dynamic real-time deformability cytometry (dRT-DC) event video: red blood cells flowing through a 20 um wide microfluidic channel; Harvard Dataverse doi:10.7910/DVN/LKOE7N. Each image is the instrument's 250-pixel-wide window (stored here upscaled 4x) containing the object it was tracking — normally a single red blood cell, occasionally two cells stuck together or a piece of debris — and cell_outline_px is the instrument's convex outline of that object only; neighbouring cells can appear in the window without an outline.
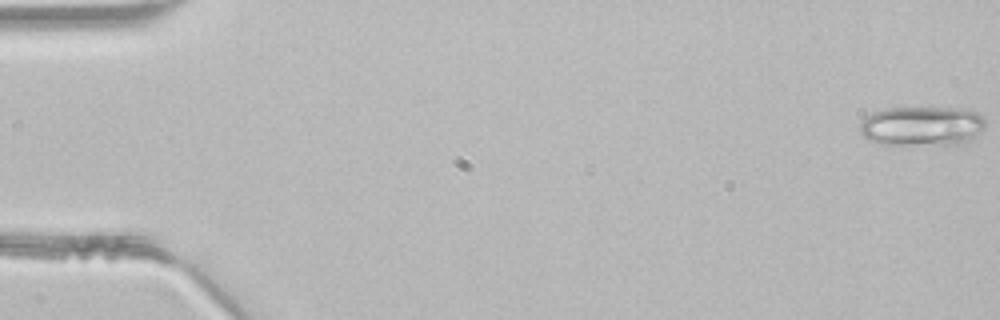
{"species": "common noctule bat (a hibernating species)", "species_latin": "Nyctalus noctula", "temperature_condition": "room temperature", "stored_images_in_passage": 46, "camera_frame_rate_fps": 3000, "um_per_image_px": 0.085, "animal": {"sex": "male", "body_mass_g": 21.5, "forearm_length_mm": 52.0}, "frame": {"image": 1, "passage_image": 1, "time_ms": 0.0, "image_size_px": [1000, 320], "cell_outline_px": [[984, 128], [972, 140], [960, 144], [880, 144], [868, 140], [860, 132], [860, 124], [872, 112], [884, 108], [964, 108], [976, 112], [984, 116]], "centroid_in_image_um": [78.39, 10.71], "position_along_channel_um": 6.6, "area_um2": 29.02}}
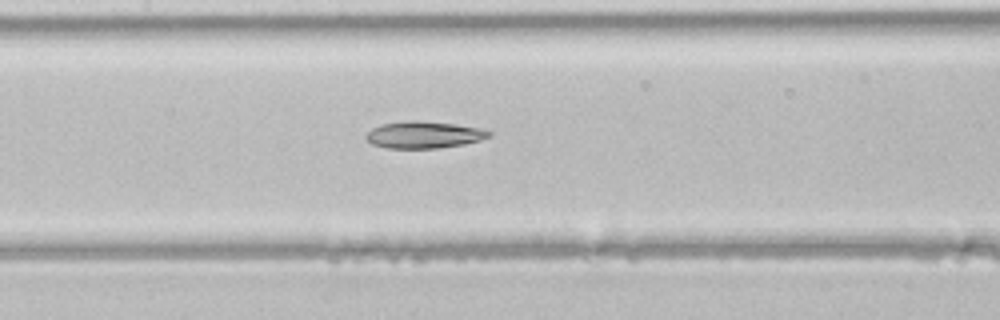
{"frame": {"image": 2, "passage_image": 22, "time_ms": 7.0, "image_size_px": [1000, 320], "cell_outline_px": [[492, 136], [480, 140], [464, 144], [440, 148], [388, 148], [372, 144], [364, 136], [372, 128], [380, 124], [408, 120], [412, 120], [456, 124], [480, 128], [492, 132]], "centroid_in_image_um": [36.04, 11.45], "position_along_channel_um": 171.4, "area_um2": 19.31}}
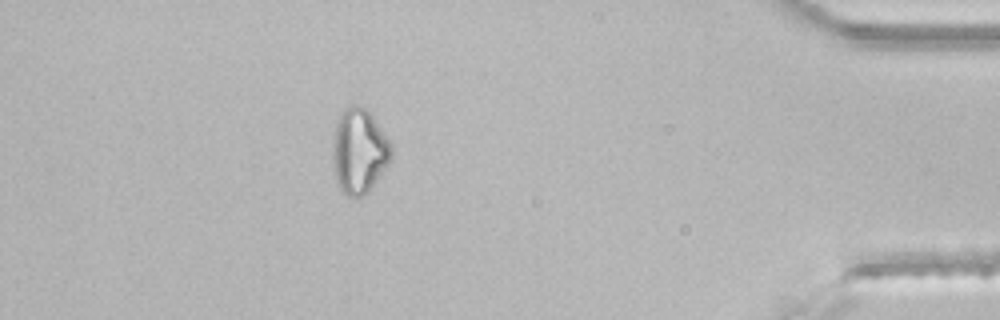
{"frame": {"image": 3, "passage_image": 41, "time_ms": 13.333, "image_size_px": [1000, 320], "cell_outline_px": [[392, 160], [368, 192], [360, 196], [348, 196], [340, 192], [336, 184], [332, 164], [332, 136], [336, 124], [344, 108], [352, 104], [356, 104], [364, 108], [372, 116], [392, 144]], "centroid_in_image_um": [30.5, 12.87], "position_along_channel_um": 404.7, "area_um2": 29.42}}